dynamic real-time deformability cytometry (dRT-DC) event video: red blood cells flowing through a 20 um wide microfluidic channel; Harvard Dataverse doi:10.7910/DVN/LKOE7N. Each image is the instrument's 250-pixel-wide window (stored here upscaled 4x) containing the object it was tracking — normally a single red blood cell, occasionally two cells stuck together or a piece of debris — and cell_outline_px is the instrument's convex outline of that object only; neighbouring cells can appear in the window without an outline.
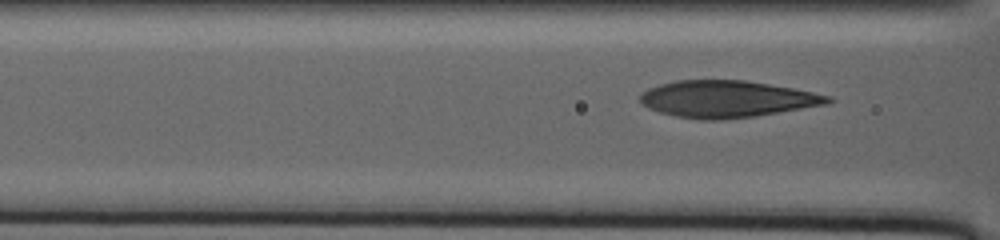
{"species": "human", "species_latin": "Homo sapiens", "temperature_condition": "warm", "stored_images_in_passage": 19, "camera_frame_rate_fps": 3000, "um_per_image_px": 0.085, "donor": {"sex": "male"}, "frame": {"image": 1, "passage_image": 9, "time_ms": 1.333, "image_size_px": [1000, 240], "cell_outline_px": [[836, 100], [828, 104], [756, 116], [720, 120], [700, 120], [676, 116], [660, 112], [648, 108], [640, 100], [640, 92], [648, 88], [660, 84], [676, 80], [744, 80], [792, 88], [832, 96]], "centroid_in_image_um": [61.8, 8.42], "position_along_channel_um": 104.8, "area_um2": 40.34}}